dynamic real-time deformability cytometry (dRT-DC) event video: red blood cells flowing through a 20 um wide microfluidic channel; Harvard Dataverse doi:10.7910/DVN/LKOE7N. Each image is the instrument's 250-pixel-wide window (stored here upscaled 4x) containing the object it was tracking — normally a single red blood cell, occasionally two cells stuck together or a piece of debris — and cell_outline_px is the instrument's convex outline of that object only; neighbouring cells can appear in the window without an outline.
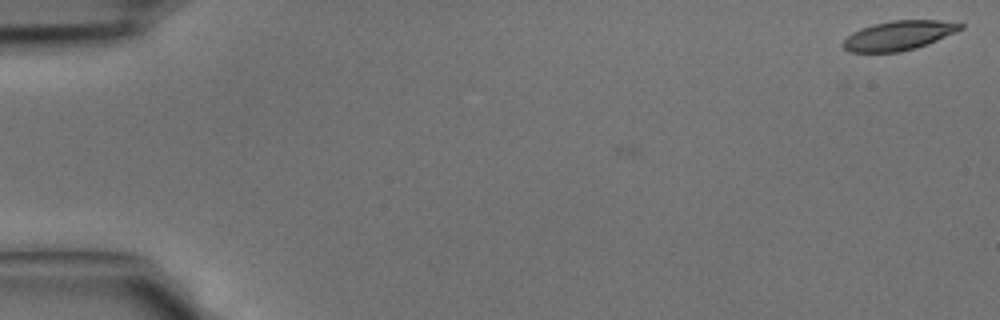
{"species": "common noctule bat (a hibernating species)", "species_latin": "Nyctalus noctula", "temperature_condition": "cold", "stored_images_in_passage": 3, "camera_frame_rate_fps": 3000, "um_per_image_px": 0.085, "animal": {"sex": "male", "body_mass_g": 15.6}, "frame": {"image": 1, "passage_image": 1, "time_ms": 0.0, "image_size_px": [1000, 320], "cell_outline_px": [[964, 28], [956, 32], [928, 44], [916, 48], [900, 52], [848, 52], [840, 44], [852, 32], [860, 28], [892, 20], [940, 20], [964, 24]], "centroid_in_image_um": [76.39, 3.02], "position_along_channel_um": 8.6, "area_um2": 20.17}}